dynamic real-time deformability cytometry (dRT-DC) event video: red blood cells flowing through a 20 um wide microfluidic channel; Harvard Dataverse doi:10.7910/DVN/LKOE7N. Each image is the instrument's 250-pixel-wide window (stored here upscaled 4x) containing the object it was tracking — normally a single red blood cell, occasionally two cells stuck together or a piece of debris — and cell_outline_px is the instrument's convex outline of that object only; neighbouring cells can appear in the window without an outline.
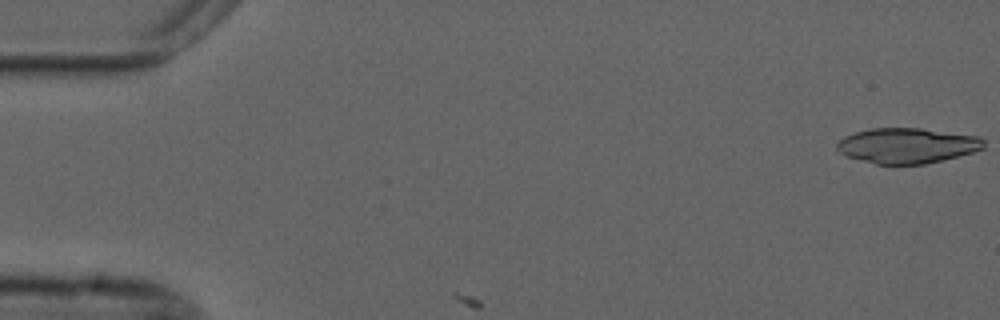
{"species": "common noctule bat (a hibernating species)", "species_latin": "Nyctalus noctula", "temperature_condition": "cold", "stored_images_in_passage": 2, "camera_frame_rate_fps": 3000, "um_per_image_px": 0.085, "animal": {"sex": "male", "forearm_length_mm": 52.5}, "frame": {"image": 1, "passage_image": 1, "time_ms": 0.0, "image_size_px": [1000, 320], "cell_outline_px": [[984, 148], [972, 152], [924, 164], [876, 164], [848, 156], [836, 152], [836, 144], [844, 136], [868, 128], [920, 128], [980, 136], [984, 140]], "centroid_in_image_um": [77.08, 12.36], "position_along_channel_um": 7.9, "area_um2": 30.11}}